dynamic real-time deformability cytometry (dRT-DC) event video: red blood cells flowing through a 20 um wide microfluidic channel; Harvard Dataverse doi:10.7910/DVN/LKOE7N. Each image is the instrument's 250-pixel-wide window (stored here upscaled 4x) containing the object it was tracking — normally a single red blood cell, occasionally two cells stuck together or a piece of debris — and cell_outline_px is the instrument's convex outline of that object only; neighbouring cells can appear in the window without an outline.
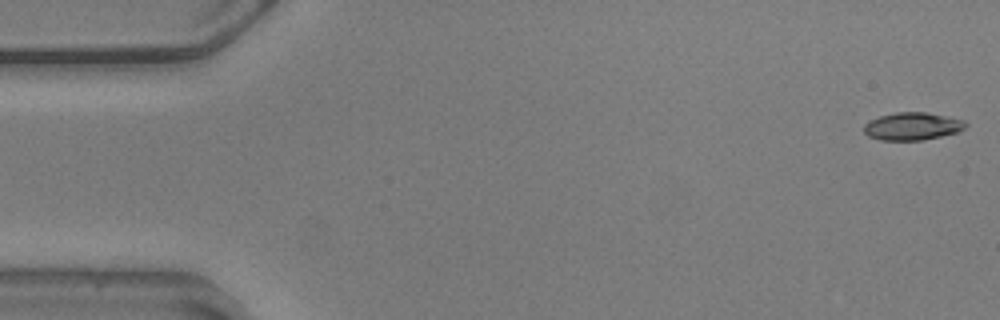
{"species": "common noctule bat (a hibernating species)", "species_latin": "Nyctalus noctula", "temperature_condition": "warm", "stored_images_in_passage": 13, "camera_frame_rate_fps": 3000, "um_per_image_px": 0.085, "animal": {"sex": "male", "body_mass_g": 20.5, "forearm_length_mm": 52.5}, "frame": {"image": 1, "passage_image": 1, "time_ms": 0.0, "image_size_px": [1000, 320], "cell_outline_px": [[968, 124], [960, 132], [924, 140], [880, 140], [868, 136], [864, 132], [864, 124], [880, 116], [896, 112], [924, 112], [964, 120]], "centroid_in_image_um": [77.57, 10.74], "position_along_channel_um": 7.4, "area_um2": 16.36}}